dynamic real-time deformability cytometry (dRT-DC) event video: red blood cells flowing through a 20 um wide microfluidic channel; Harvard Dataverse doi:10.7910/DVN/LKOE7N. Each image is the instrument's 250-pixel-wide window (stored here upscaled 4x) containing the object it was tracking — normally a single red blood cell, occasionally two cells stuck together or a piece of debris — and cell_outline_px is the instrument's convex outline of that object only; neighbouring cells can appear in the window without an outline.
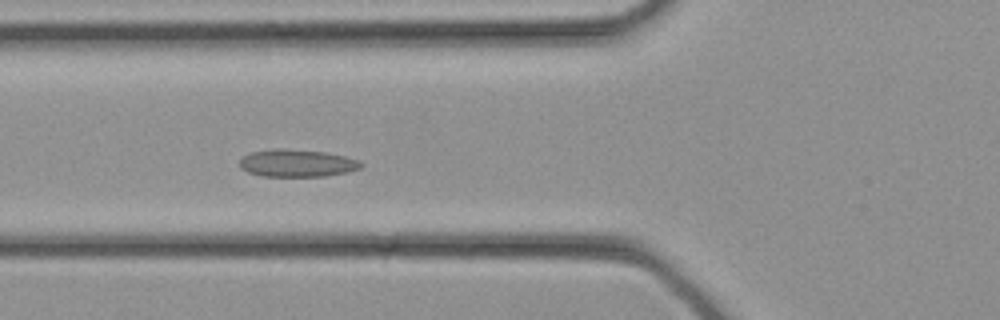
{"species": "common noctule bat (a hibernating species)", "species_latin": "Nyctalus noctula", "temperature_condition": "cold", "stored_images_in_passage": 30, "segment_of_instrument_passage": [1, 2], "camera_frame_rate_fps": 3000, "um_per_image_px": 0.085, "animal": {"sex": "female", "body_mass_g": 21.9}, "frame": {"image": 1, "passage_image": 8, "time_ms": 2.333, "image_size_px": [1000, 320], "cell_outline_px": [[364, 164], [360, 168], [348, 172], [324, 176], [264, 176], [248, 172], [240, 168], [240, 160], [248, 152], [272, 148], [284, 148], [328, 152], [360, 160]], "centroid_in_image_um": [25.25, 13.85], "position_along_channel_um": 100.6, "area_um2": 19.65}}
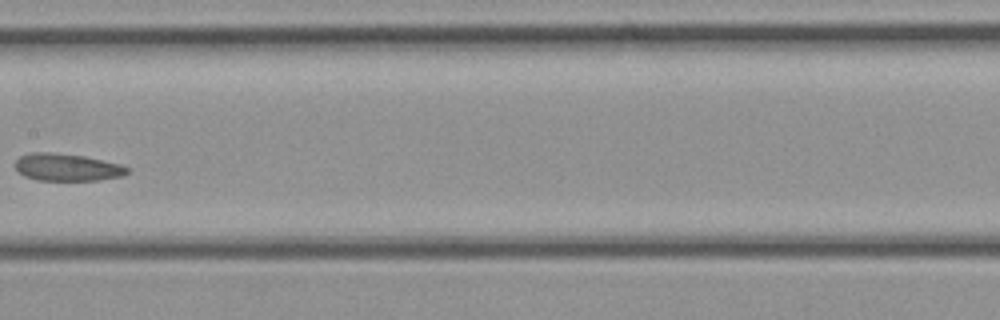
{"frame": {"image": 2, "passage_image": 13, "time_ms": 4.0, "image_size_px": [1000, 320], "cell_outline_px": [[132, 168], [128, 172], [120, 176], [96, 180], [36, 180], [24, 176], [16, 168], [16, 160], [20, 156], [32, 152], [52, 152], [84, 156], [120, 164]], "centroid_in_image_um": [5.7, 14.21], "position_along_channel_um": 201.7, "area_um2": 17.74}}
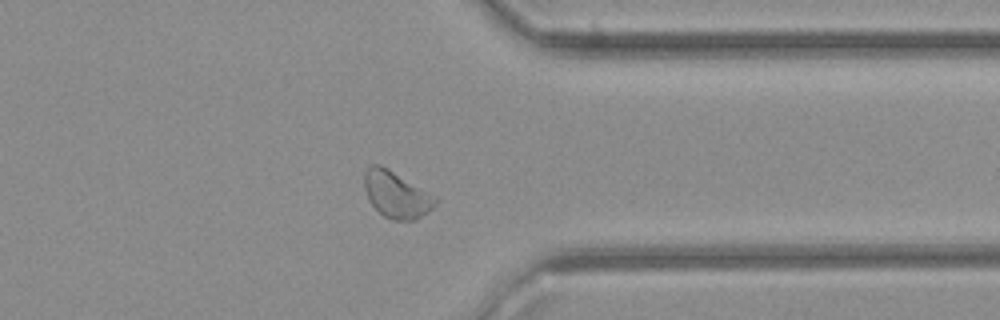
{"frame": {"image": 3, "passage_image": 22, "time_ms": 7.0, "image_size_px": [1000, 320], "cell_outline_px": [[436, 204], [428, 212], [412, 220], [392, 220], [384, 216], [368, 200], [364, 188], [364, 172], [372, 164], [380, 164], [388, 168], [436, 196]], "centroid_in_image_um": [33.67, 16.52], "position_along_channel_um": 377.7, "area_um2": 19.13}}